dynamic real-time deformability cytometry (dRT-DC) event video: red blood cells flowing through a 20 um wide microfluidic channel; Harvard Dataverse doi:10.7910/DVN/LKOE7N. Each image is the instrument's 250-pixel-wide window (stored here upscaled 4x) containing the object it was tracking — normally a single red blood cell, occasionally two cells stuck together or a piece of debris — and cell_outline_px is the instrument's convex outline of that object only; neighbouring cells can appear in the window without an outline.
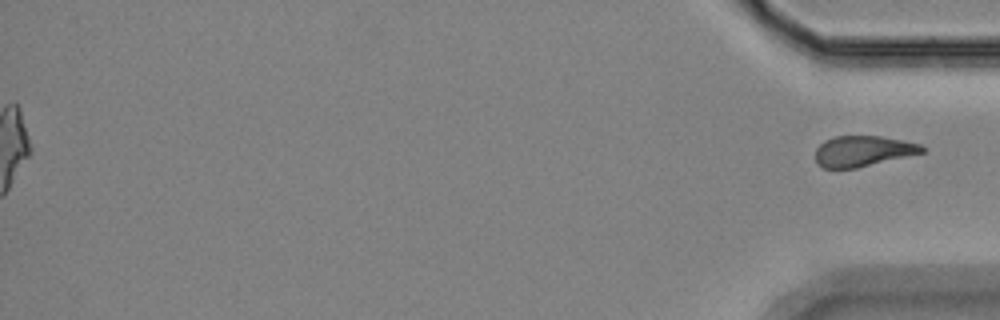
{"species": "Egyptian fruit bat (a non-hibernating species)", "species_latin": "Rousettus aegyptiacus", "temperature_condition": "room temperature", "stored_images_in_passage": 58, "segment_of_instrument_passage": [2, 2], "camera_frame_rate_fps": 3000, "um_per_image_px": 0.085, "animal": {"sex": "female"}, "frame": {"image": 1, "passage_image": 58, "time_ms": 19.0, "image_size_px": [1000, 320], "cell_outline_px": [[928, 148], [924, 152], [856, 168], [824, 168], [816, 164], [816, 148], [824, 140], [836, 136], [880, 136], [920, 144]], "centroid_in_image_um": [73.33, 12.84], "position_along_channel_um": 361.9, "area_um2": 18.96}}